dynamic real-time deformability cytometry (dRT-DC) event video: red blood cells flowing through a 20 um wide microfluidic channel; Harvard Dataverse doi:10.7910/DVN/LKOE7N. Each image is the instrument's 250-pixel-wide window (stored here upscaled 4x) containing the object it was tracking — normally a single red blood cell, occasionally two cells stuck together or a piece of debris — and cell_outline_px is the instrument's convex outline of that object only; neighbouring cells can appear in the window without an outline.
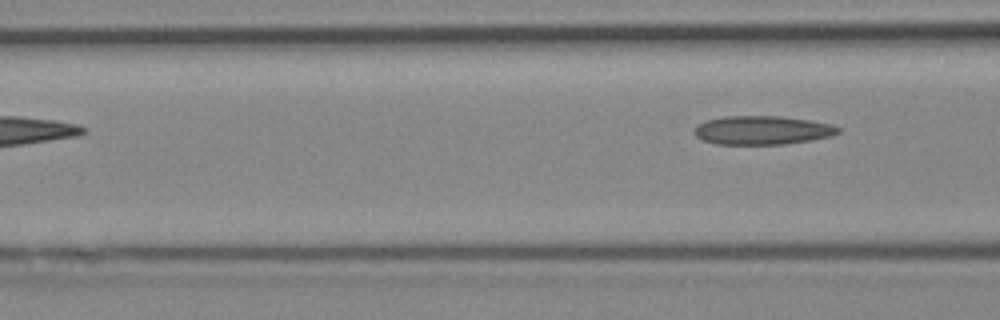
{"species": "Egyptian fruit bat (a non-hibernating species)", "species_latin": "Rousettus aegyptiacus", "temperature_condition": "cold", "stored_images_in_passage": 4, "camera_frame_rate_fps": 3000, "um_per_image_px": 0.085, "animal": {"sex": "female"}, "frame": {"image": 1, "passage_image": 4, "time_ms": 1.0, "image_size_px": [1000, 320], "cell_outline_px": [[840, 132], [832, 136], [812, 140], [784, 144], [716, 144], [700, 140], [692, 132], [696, 124], [708, 120], [724, 116], [780, 116], [808, 120], [832, 124], [840, 128]], "centroid_in_image_um": [64.76, 11.07], "position_along_channel_um": 101.8, "area_um2": 24.28}}